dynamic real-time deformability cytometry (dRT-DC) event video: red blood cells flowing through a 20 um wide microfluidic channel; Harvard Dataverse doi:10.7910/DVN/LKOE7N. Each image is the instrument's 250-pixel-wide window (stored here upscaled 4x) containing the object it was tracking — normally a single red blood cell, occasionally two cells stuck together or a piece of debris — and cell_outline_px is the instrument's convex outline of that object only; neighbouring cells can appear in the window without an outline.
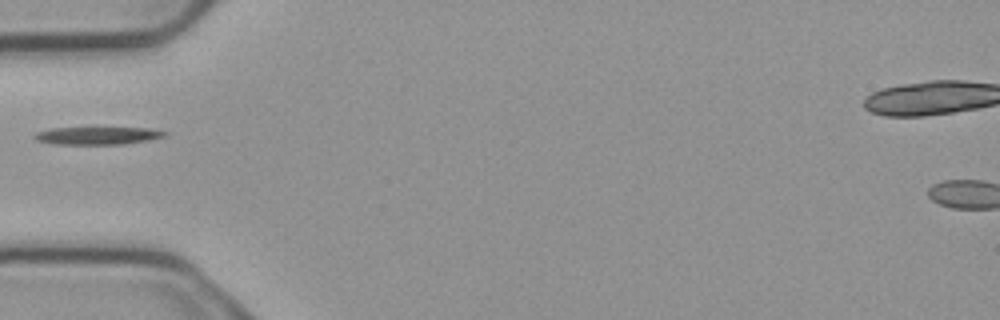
{"species": "common noctule bat (a hibernating species)", "species_latin": "Nyctalus noctula", "temperature_condition": "cold", "stored_images_in_passage": 1, "camera_frame_rate_fps": 3000, "um_per_image_px": 0.085, "animal": {"sex": "male", "body_mass_g": 23.1, "forearm_length_mm": 52.7}, "frame": {"image": 1, "passage_image": 1, "time_ms": 0.0, "image_size_px": [1000, 320], "cell_outline_px": [[168, 136], [148, 140], [124, 144], [56, 144], [36, 140], [32, 136], [36, 132], [52, 128], [148, 128], [168, 132]], "centroid_in_image_um": [8.31, 11.53], "position_along_channel_um": 76.7, "area_um2": 13.35}}